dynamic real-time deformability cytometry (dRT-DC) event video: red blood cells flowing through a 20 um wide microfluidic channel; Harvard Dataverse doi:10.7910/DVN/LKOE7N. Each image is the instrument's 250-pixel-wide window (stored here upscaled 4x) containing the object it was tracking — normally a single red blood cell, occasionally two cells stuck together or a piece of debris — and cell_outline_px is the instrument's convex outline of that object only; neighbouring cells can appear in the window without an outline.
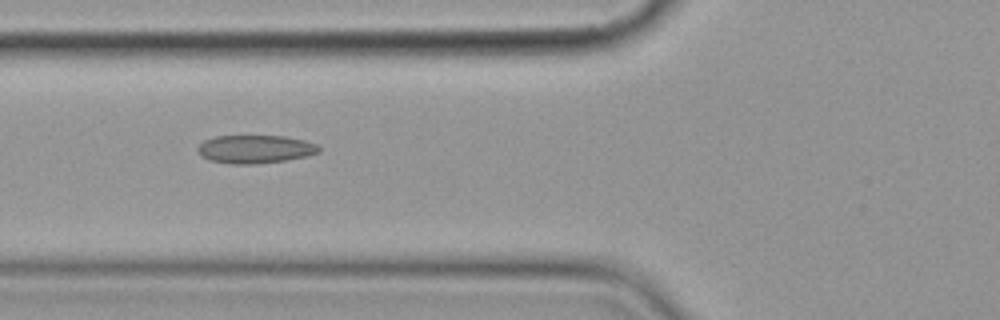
{"species": "common noctule bat (a hibernating species)", "species_latin": "Nyctalus noctula", "temperature_condition": "cold", "stored_images_in_passage": 4, "camera_frame_rate_fps": 3000, "um_per_image_px": 0.085, "animal": {"sex": "female", "body_mass_g": 19.9}, "frame": {"image": 1, "passage_image": 3, "time_ms": 2.333, "image_size_px": [1000, 320], "cell_outline_px": [[320, 152], [308, 156], [284, 160], [252, 164], [232, 164], [212, 160], [200, 156], [196, 152], [196, 148], [204, 140], [216, 136], [284, 136], [304, 140], [316, 144], [320, 148]], "centroid_in_image_um": [21.67, 12.67], "position_along_channel_um": 104.1, "area_um2": 19.88}}
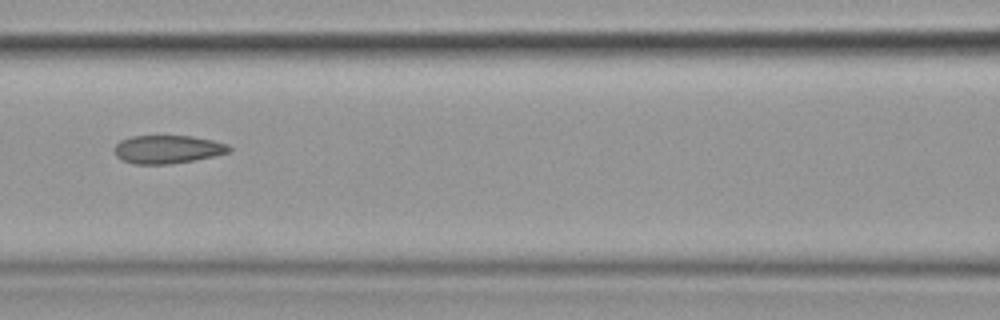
{"frame": {"image": 2, "passage_image": 4, "time_ms": 3.667, "image_size_px": [1000, 320], "cell_outline_px": [[232, 148], [228, 152], [212, 156], [192, 160], [168, 164], [132, 164], [116, 156], [112, 148], [120, 140], [132, 136], [192, 136], [212, 140], [228, 144]], "centroid_in_image_um": [14.2, 12.68], "position_along_channel_um": 152.4, "area_um2": 18.79}}